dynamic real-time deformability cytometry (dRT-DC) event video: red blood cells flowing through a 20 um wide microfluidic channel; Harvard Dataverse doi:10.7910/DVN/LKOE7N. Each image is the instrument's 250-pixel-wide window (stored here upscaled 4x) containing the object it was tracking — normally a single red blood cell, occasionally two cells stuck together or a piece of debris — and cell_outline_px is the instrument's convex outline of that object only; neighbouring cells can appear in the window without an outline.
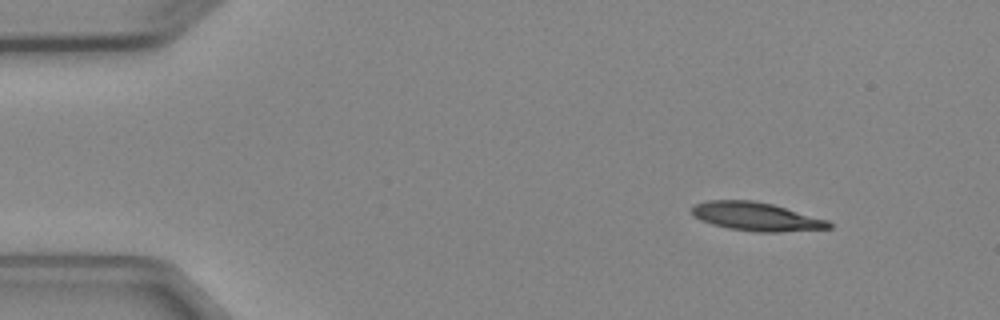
{"species": "Egyptian fruit bat (a non-hibernating species)", "species_latin": "Rousettus aegyptiacus", "temperature_condition": "cold", "stored_images_in_passage": 5, "camera_frame_rate_fps": 3000, "um_per_image_px": 0.085, "animal": {"sex": "female"}, "frame": {"image": 1, "passage_image": 1, "time_ms": 0.0, "image_size_px": [1000, 320], "cell_outline_px": [[832, 228], [780, 232], [756, 232], [728, 228], [712, 224], [700, 220], [692, 212], [692, 208], [696, 204], [708, 200], [752, 200], [772, 204], [828, 220], [832, 224]], "centroid_in_image_um": [64.3, 18.41], "position_along_channel_um": 20.7, "area_um2": 22.6}}
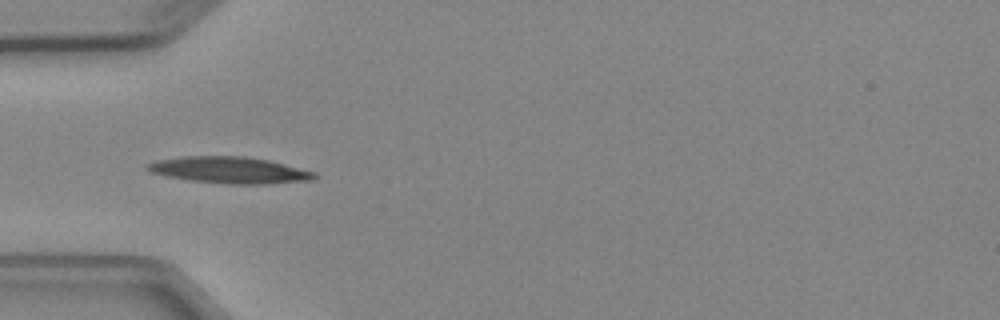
{"frame": {"image": 2, "passage_image": 4, "time_ms": 3.333, "image_size_px": [1000, 320], "cell_outline_px": [[320, 176], [312, 180], [268, 184], [228, 184], [192, 180], [168, 176], [152, 172], [144, 168], [144, 164], [156, 160], [184, 156], [244, 156], [268, 160], [316, 172]], "centroid_in_image_um": [19.53, 14.45], "position_along_channel_um": 65.5, "area_um2": 25.84}}